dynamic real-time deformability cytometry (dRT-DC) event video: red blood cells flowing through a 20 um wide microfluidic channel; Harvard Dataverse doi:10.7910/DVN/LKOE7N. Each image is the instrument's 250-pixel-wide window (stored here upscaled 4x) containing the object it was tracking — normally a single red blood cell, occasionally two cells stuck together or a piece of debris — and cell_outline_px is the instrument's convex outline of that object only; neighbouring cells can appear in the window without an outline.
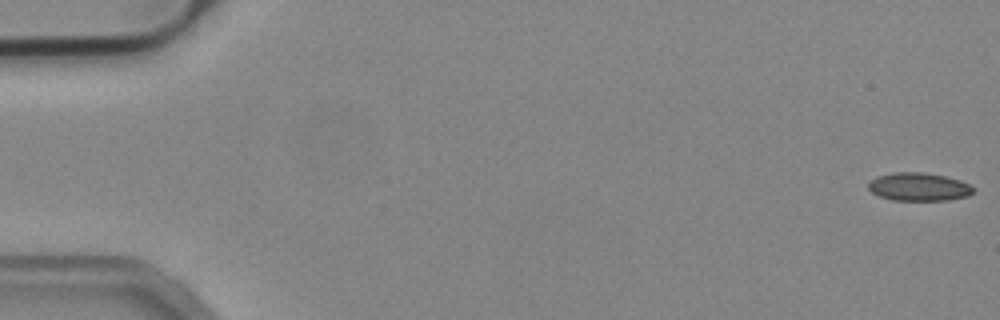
{"species": "common noctule bat (a hibernating species)", "species_latin": "Nyctalus noctula", "temperature_condition": "cold", "stored_images_in_passage": 48, "camera_frame_rate_fps": 3000, "um_per_image_px": 0.085, "animal": {"sex": "male", "body_mass_g": 19.2, "forearm_length_mm": 51.8}, "frame": {"image": 1, "passage_image": 1, "time_ms": 0.0, "image_size_px": [1000, 320], "cell_outline_px": [[972, 192], [968, 196], [948, 200], [892, 200], [880, 196], [872, 192], [868, 188], [868, 184], [876, 176], [892, 172], [924, 172], [944, 176], [960, 180], [968, 184], [972, 188]], "centroid_in_image_um": [78.07, 15.87], "position_along_channel_um": 6.9, "area_um2": 17.11}}
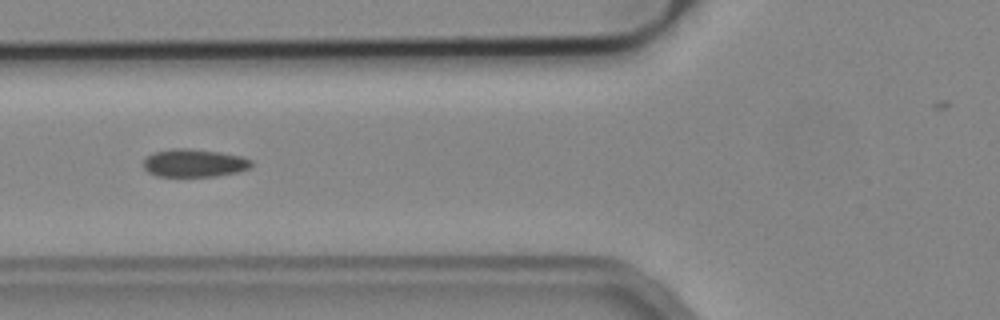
{"frame": {"image": 2, "passage_image": 21, "time_ms": 6.667, "image_size_px": [1000, 320], "cell_outline_px": [[252, 168], [240, 172], [216, 176], [156, 176], [148, 172], [144, 168], [144, 160], [152, 152], [172, 148], [188, 148], [220, 152], [240, 156], [252, 160]], "centroid_in_image_um": [16.52, 13.86], "position_along_channel_um": 109.3, "area_um2": 17.74}}
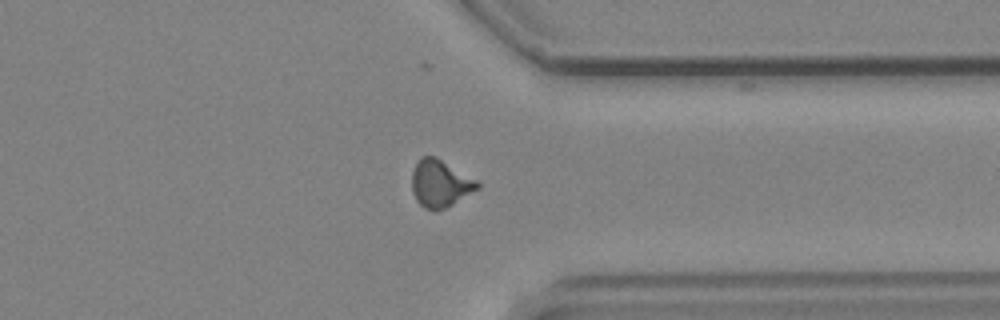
{"frame": {"image": 3, "passage_image": 42, "time_ms": 13.667, "image_size_px": [1000, 320], "cell_outline_px": [[480, 188], [452, 204], [444, 208], [432, 212], [424, 208], [416, 200], [412, 192], [412, 172], [416, 160], [420, 156], [436, 156], [476, 180], [480, 184]], "centroid_in_image_um": [37.38, 15.59], "position_along_channel_um": 374.0, "area_um2": 18.15}, "authors_computed_cell_mechanics": {"area_um2": 17.5712, "velocity_mm_per_s": 3.8207, "shape_relaxation_time_tau1_ms": null, "shape_relaxation_time_tau2_ms": 1.8184, "deformation_change_tau1": null, "deformation_change_tau2": 0.0535}}